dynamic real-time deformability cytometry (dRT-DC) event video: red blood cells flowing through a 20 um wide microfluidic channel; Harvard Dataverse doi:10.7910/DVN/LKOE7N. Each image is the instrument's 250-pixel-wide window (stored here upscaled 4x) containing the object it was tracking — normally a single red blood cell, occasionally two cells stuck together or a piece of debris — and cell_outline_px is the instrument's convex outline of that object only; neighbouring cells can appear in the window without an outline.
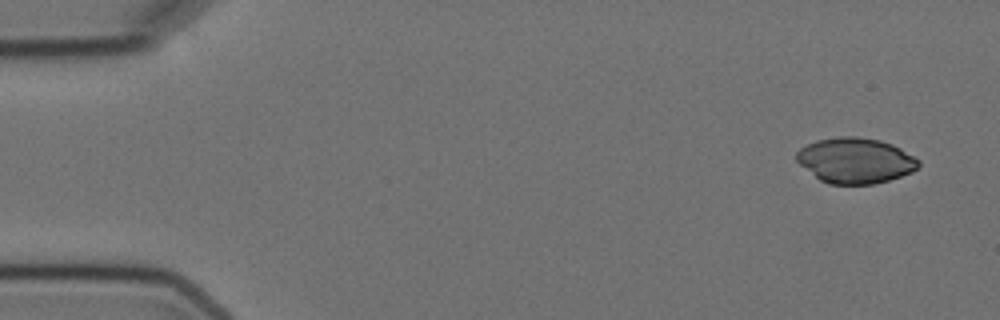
{"species": "Egyptian fruit bat (a non-hibernating species)", "species_latin": "Rousettus aegyptiacus", "temperature_condition": "cold", "stored_images_in_passage": 6, "camera_frame_rate_fps": 3000, "um_per_image_px": 0.085, "animal": {"sex": "female"}, "frame": {"image": 1, "passage_image": 1, "time_ms": 0.0, "image_size_px": [1000, 320], "cell_outline_px": [[920, 164], [912, 172], [888, 180], [872, 184], [828, 184], [820, 180], [800, 164], [796, 160], [796, 152], [800, 148], [816, 140], [840, 136], [856, 136], [880, 140], [892, 144], [900, 148], [920, 160]], "centroid_in_image_um": [72.7, 13.63], "position_along_channel_um": 12.3, "area_um2": 32.25}}